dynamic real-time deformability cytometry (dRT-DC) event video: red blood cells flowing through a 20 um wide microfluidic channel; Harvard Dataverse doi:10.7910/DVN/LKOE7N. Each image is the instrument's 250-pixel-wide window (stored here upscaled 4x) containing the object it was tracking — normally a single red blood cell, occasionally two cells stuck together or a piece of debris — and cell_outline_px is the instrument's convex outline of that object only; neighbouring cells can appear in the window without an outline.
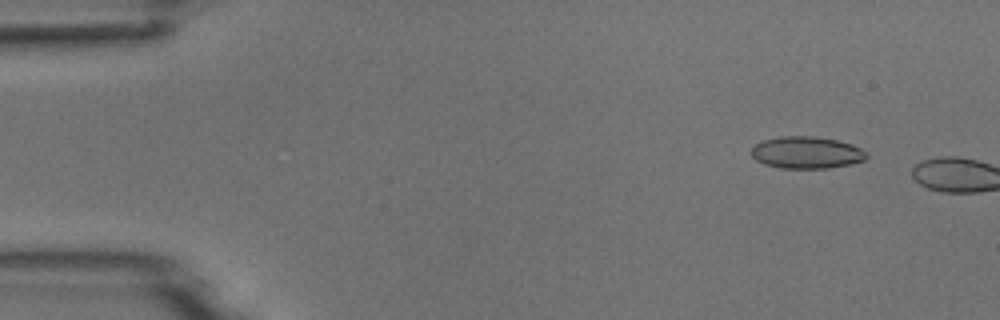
{"species": "common noctule bat (a hibernating species)", "species_latin": "Nyctalus noctula", "temperature_condition": "room temperature", "stored_images_in_passage": 3, "camera_frame_rate_fps": 3000, "um_per_image_px": 0.085, "animal": {"sex": "male", "body_mass_g": 18.8}, "frame": {"image": 1, "passage_image": 2, "time_ms": 0.333, "image_size_px": [1000, 320], "cell_outline_px": [[868, 156], [864, 160], [852, 164], [828, 168], [780, 168], [764, 164], [756, 160], [752, 156], [752, 148], [756, 144], [764, 140], [780, 136], [816, 136], [836, 140], [852, 144], [860, 148]], "centroid_in_image_um": [68.56, 12.97], "position_along_channel_um": 16.4, "area_um2": 21.44}}